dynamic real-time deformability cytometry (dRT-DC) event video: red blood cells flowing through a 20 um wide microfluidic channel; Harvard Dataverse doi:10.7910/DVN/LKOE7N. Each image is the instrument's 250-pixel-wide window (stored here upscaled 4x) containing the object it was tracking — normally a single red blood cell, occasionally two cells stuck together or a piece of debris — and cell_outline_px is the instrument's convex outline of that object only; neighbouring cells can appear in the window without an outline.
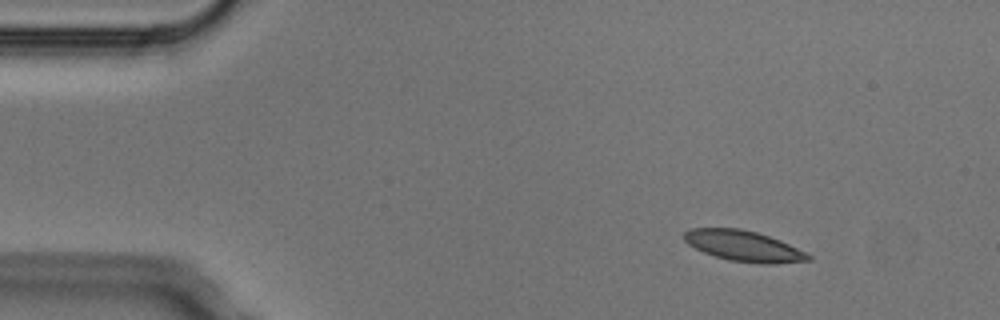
{"species": "Egyptian fruit bat (a non-hibernating species)", "species_latin": "Rousettus aegyptiacus", "temperature_condition": "cold", "stored_images_in_passage": 7, "camera_frame_rate_fps": 3000, "um_per_image_px": 0.085, "animal": {"sex": "male"}, "frame": {"image": 1, "passage_image": 2, "time_ms": 0.333, "image_size_px": [1000, 320], "cell_outline_px": [[812, 260], [776, 264], [760, 264], [728, 260], [704, 252], [688, 244], [684, 240], [684, 232], [692, 228], [740, 228], [756, 232], [780, 240], [812, 256]], "centroid_in_image_um": [63.22, 20.92], "position_along_channel_um": 21.8, "area_um2": 22.08}}
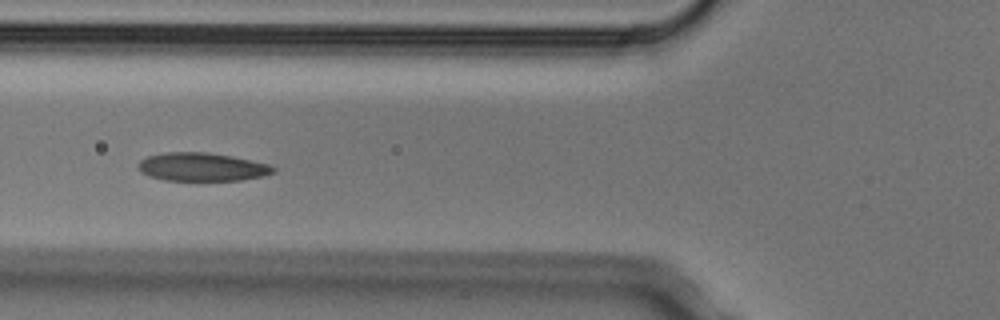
{"frame": {"image": 2, "passage_image": 5, "time_ms": 1.333, "image_size_px": [1000, 320], "cell_outline_px": [[276, 172], [264, 176], [240, 180], [164, 180], [148, 176], [140, 172], [136, 168], [140, 160], [148, 156], [164, 152], [208, 152], [232, 156], [268, 164], [276, 168]], "centroid_in_image_um": [17.14, 14.19], "position_along_channel_um": 108.7, "area_um2": 22.43}}
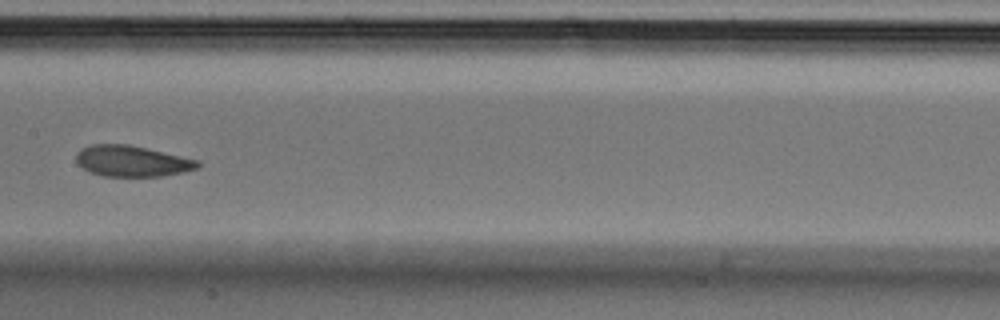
{"frame": {"image": 3, "passage_image": 7, "time_ms": 2.0, "image_size_px": [1000, 320], "cell_outline_px": [[200, 164], [196, 168], [184, 172], [164, 176], [104, 176], [92, 172], [76, 164], [76, 152], [80, 148], [92, 144], [128, 144], [148, 148], [200, 160]], "centroid_in_image_um": [11.22, 13.68], "position_along_channel_um": 196.2, "area_um2": 22.08}}